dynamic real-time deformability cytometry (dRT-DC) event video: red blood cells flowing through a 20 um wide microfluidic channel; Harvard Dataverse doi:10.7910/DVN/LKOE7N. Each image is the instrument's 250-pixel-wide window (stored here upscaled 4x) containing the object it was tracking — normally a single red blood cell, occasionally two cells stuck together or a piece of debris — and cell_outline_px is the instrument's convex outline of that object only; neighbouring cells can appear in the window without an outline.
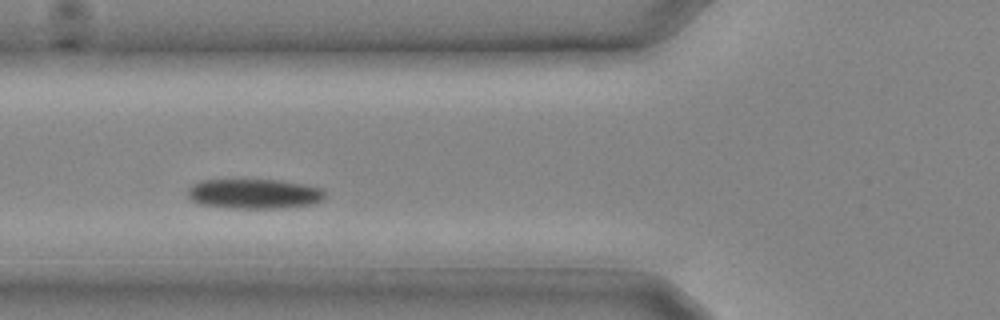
{"species": "common noctule bat (a hibernating species)", "species_latin": "Nyctalus noctula", "temperature_condition": "cold", "stored_images_in_passage": 10, "camera_frame_rate_fps": 3000, "um_per_image_px": 0.085, "animal": {"sex": "male", "body_mass_g": 20.4}, "frame": {"image": 1, "passage_image": 5, "time_ms": 1.333, "image_size_px": [1000, 320], "cell_outline_px": [[324, 200], [312, 204], [284, 208], [228, 208], [200, 204], [192, 200], [188, 196], [188, 188], [192, 184], [200, 180], [280, 180], [324, 188]], "centroid_in_image_um": [21.61, 16.47], "position_along_channel_um": 104.2, "area_um2": 23.99}}
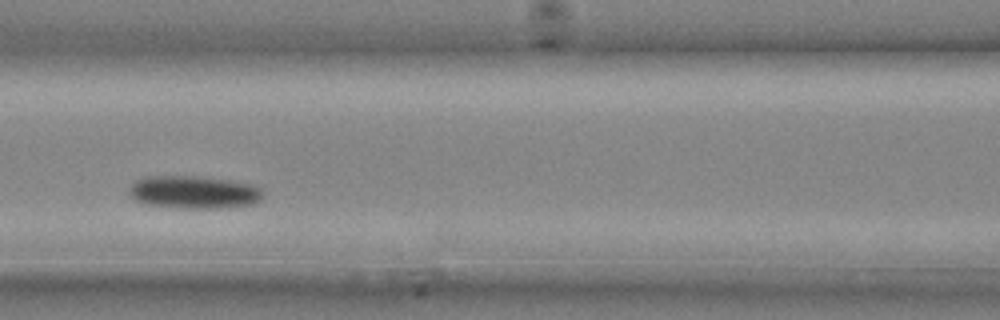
{"frame": {"image": 2, "passage_image": 7, "time_ms": 2.0, "image_size_px": [1000, 320], "cell_outline_px": [[264, 196], [256, 204], [220, 208], [180, 208], [144, 204], [136, 200], [128, 192], [128, 188], [136, 180], [144, 176], [200, 176], [228, 180], [248, 184], [260, 188]], "centroid_in_image_um": [16.46, 16.34], "position_along_channel_um": 150.1, "area_um2": 25.72}}
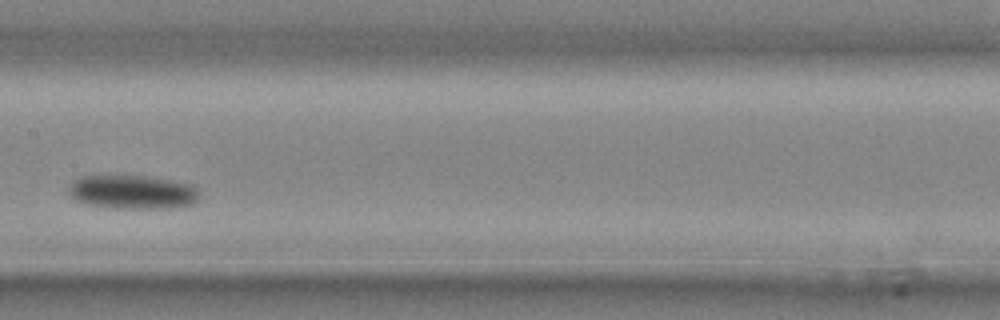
{"frame": {"image": 3, "passage_image": 9, "time_ms": 2.667, "image_size_px": [1000, 320], "cell_outline_px": [[200, 196], [192, 204], [172, 208], [108, 208], [84, 204], [76, 200], [68, 192], [68, 188], [72, 180], [80, 176], [144, 176], [172, 180], [192, 184], [200, 192]], "centroid_in_image_um": [11.25, 16.33], "position_along_channel_um": 196.1, "area_um2": 26.07}}